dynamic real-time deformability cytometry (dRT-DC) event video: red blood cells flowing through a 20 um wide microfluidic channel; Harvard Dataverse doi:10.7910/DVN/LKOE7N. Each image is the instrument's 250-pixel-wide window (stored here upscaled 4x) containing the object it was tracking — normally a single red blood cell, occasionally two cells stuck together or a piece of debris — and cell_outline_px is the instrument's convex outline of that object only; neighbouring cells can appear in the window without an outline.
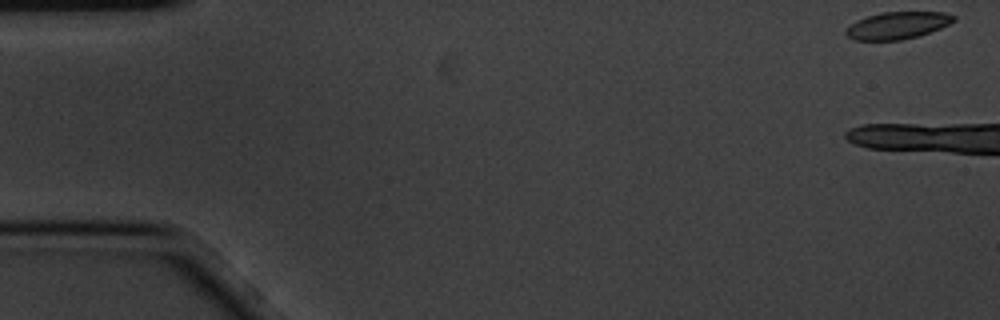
{"species": "common noctule bat (a hibernating species)", "species_latin": "Nyctalus noctula", "temperature_condition": "cold", "stored_images_in_passage": 5, "camera_frame_rate_fps": 3000, "um_per_image_px": 0.085, "animal": {"sex": "male", "body_mass_g": 20.1, "forearm_length_mm": 53.5}, "frame": {"image": 1, "passage_image": 1, "time_ms": 0.0, "image_size_px": [1000, 320], "cell_outline_px": [[956, 20], [940, 28], [920, 36], [900, 40], [852, 40], [844, 32], [856, 20], [880, 12], [944, 12], [956, 16]], "centroid_in_image_um": [76.3, 2.16], "position_along_channel_um": 8.7, "area_um2": 17.05}}